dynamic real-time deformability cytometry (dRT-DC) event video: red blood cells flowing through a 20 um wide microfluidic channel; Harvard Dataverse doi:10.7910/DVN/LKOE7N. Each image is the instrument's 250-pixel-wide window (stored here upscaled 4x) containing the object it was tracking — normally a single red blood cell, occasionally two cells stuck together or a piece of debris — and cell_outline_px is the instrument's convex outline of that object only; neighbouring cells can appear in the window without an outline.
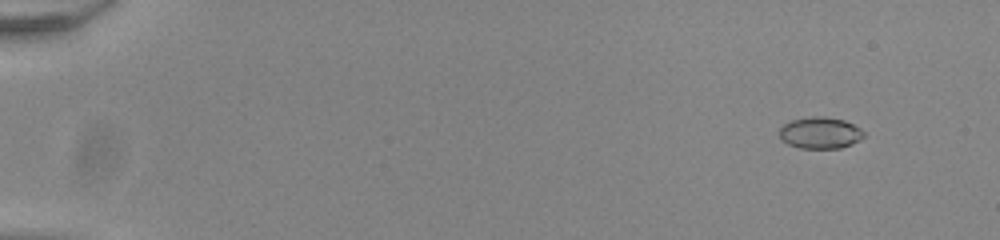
{"species": "common noctule bat (a hibernating species)", "species_latin": "Nyctalus noctula", "temperature_condition": "room temperature", "stored_images_in_passage": 56, "camera_frame_rate_fps": 3000, "um_per_image_px": 0.085, "animal": {"sex": "male", "body_mass_g": 20.0, "forearm_length_mm": 53.3}, "frame": {"image": 1, "passage_image": 6, "time_ms": 1.667, "image_size_px": [1000, 240], "cell_outline_px": [[864, 136], [860, 140], [852, 144], [840, 148], [800, 148], [788, 144], [780, 140], [780, 128], [784, 124], [792, 120], [812, 116], [824, 116], [844, 120], [860, 128], [864, 132]], "centroid_in_image_um": [69.71, 11.29], "position_along_channel_um": 15.3, "area_um2": 15.55}}
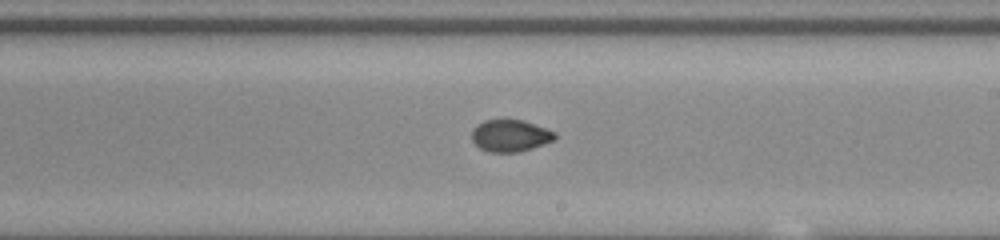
{"frame": {"image": 2, "passage_image": 35, "time_ms": 11.333, "image_size_px": [1000, 240], "cell_outline_px": [[556, 136], [552, 140], [544, 144], [520, 152], [488, 152], [480, 148], [472, 140], [472, 132], [476, 124], [484, 120], [524, 120], [556, 132]], "centroid_in_image_um": [43.36, 11.53], "position_along_channel_um": 245.6, "area_um2": 15.43}}
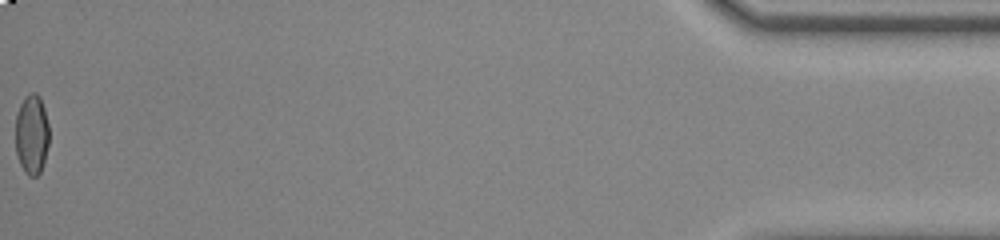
{"frame": {"image": 3, "passage_image": 56, "time_ms": 18.333, "image_size_px": [1000, 240], "cell_outline_px": [[48, 144], [44, 160], [40, 172], [36, 176], [28, 176], [24, 172], [20, 164], [16, 152], [16, 116], [20, 104], [24, 96], [28, 92], [36, 92], [40, 96], [44, 108], [48, 124]], "centroid_in_image_um": [2.69, 11.39], "position_along_channel_um": 432.5, "area_um2": 15.72}, "authors_computed_cell_mechanics": {"area_um2": 15.7794, "velocity_mm_per_s": 3.9153, "shape_relaxation_time_tau1_ms": 9.8049, "shape_relaxation_time_tau2_ms": 1.1006, "deformation_change_tau1": 0.2129, "deformation_change_tau2": 0.033}}